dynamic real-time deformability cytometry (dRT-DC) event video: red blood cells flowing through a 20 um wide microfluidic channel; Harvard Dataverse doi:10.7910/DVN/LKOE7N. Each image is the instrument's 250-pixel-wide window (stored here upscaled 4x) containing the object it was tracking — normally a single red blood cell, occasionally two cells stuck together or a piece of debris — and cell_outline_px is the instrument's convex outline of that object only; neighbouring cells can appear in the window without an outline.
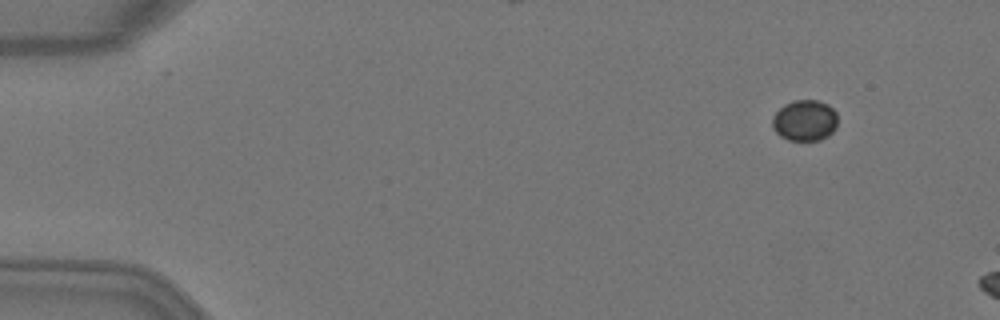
{"species": "Egyptian fruit bat (a non-hibernating species)", "species_latin": "Rousettus aegyptiacus", "temperature_condition": "warm", "stored_images_in_passage": 3, "camera_frame_rate_fps": 3000, "um_per_image_px": 0.085, "animal": {"sex": "female"}, "frame": {"image": 1, "passage_image": 2, "time_ms": 0.333, "image_size_px": [1000, 320], "cell_outline_px": [[836, 128], [828, 136], [820, 140], [788, 140], [780, 136], [772, 128], [772, 116], [784, 104], [796, 100], [816, 100], [828, 104], [836, 112]], "centroid_in_image_um": [68.39, 10.24], "position_along_channel_um": 16.6, "area_um2": 15.66}}